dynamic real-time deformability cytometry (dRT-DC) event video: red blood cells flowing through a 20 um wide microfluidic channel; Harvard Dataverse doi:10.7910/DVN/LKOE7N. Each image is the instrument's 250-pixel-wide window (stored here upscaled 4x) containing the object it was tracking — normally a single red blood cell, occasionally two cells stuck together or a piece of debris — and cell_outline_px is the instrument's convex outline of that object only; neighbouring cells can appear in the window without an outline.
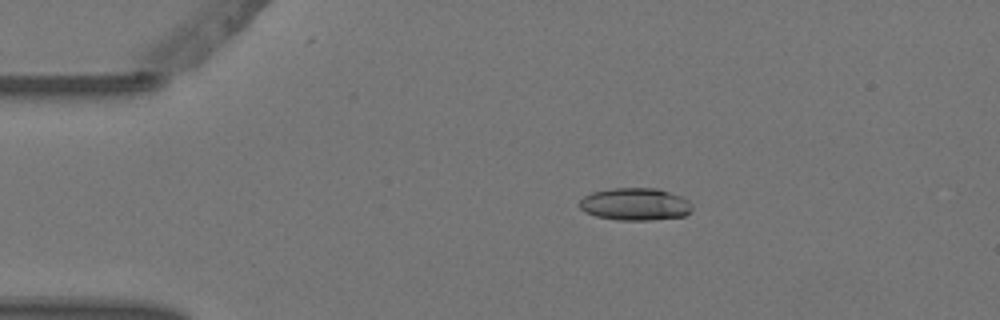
{"species": "Egyptian fruit bat (a non-hibernating species)", "species_latin": "Rousettus aegyptiacus", "temperature_condition": "warm", "stored_images_in_passage": 5, "camera_frame_rate_fps": 3000, "um_per_image_px": 0.085, "animal": {"sex": "female"}, "frame": {"image": 1, "passage_image": 3, "time_ms": 0.667, "image_size_px": [1000, 320], "cell_outline_px": [[692, 208], [684, 216], [648, 220], [620, 220], [596, 216], [584, 212], [576, 204], [584, 196], [592, 192], [612, 188], [656, 188], [680, 196], [688, 200], [692, 204]], "centroid_in_image_um": [53.94, 17.35], "position_along_channel_um": 31.1, "area_um2": 21.27}}
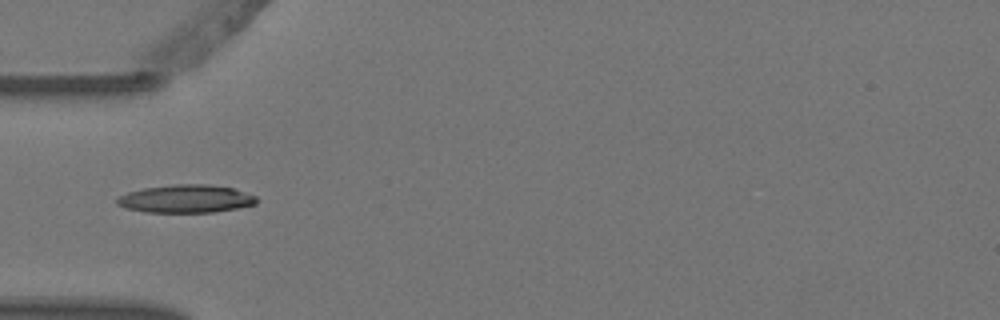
{"frame": {"image": 2, "passage_image": 5, "time_ms": 1.333, "image_size_px": [1000, 320], "cell_outline_px": [[256, 204], [236, 208], [212, 212], [144, 212], [128, 208], [116, 204], [116, 200], [120, 196], [128, 192], [144, 188], [176, 184], [208, 184], [232, 188], [256, 196]], "centroid_in_image_um": [15.79, 16.89], "position_along_channel_um": 69.2, "area_um2": 22.48}}